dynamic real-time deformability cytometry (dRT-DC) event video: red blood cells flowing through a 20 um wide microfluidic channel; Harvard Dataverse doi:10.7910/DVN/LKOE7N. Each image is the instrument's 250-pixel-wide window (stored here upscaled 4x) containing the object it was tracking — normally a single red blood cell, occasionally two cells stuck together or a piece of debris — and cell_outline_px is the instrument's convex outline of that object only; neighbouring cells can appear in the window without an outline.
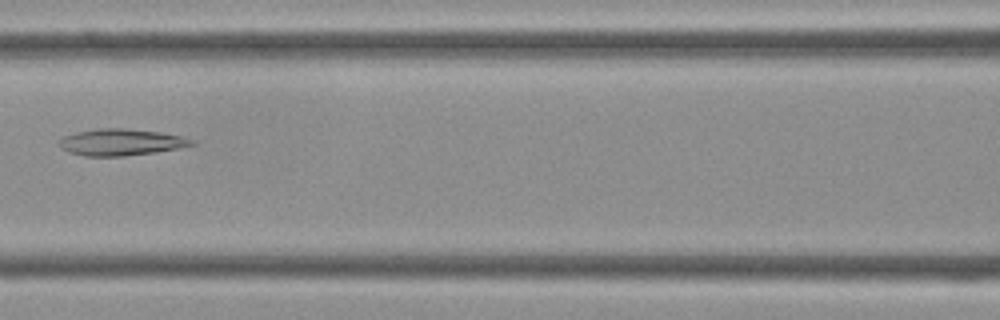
{"species": "Egyptian fruit bat (a non-hibernating species)", "species_latin": "Rousettus aegyptiacus", "temperature_condition": "cold", "stored_images_in_passage": 43, "camera_frame_rate_fps": 3000, "um_per_image_px": 0.085, "frame": {"image": 1, "passage_image": 19, "time_ms": 6.0, "image_size_px": [1000, 320], "cell_outline_px": [[196, 144], [156, 152], [124, 156], [84, 156], [68, 152], [60, 148], [60, 140], [64, 136], [76, 132], [100, 128], [124, 128], [160, 132], [180, 136], [196, 140]], "centroid_in_image_um": [10.28, 12.09], "position_along_channel_um": 156.3, "area_um2": 20.46}}
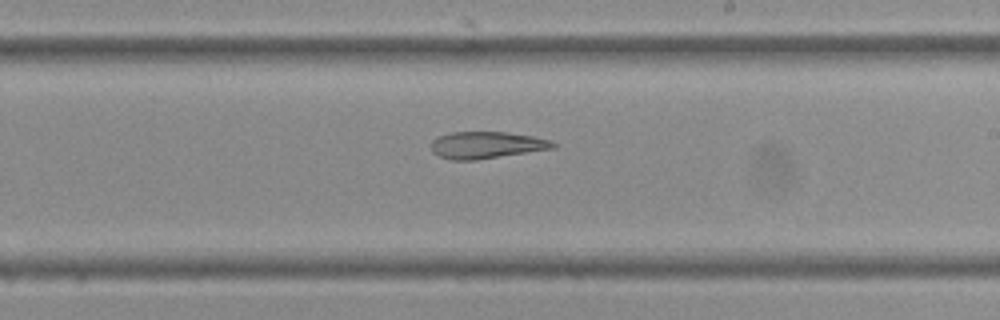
{"frame": {"image": 2, "passage_image": 25, "time_ms": 8.0, "image_size_px": [1000, 320], "cell_outline_px": [[556, 148], [476, 160], [448, 160], [432, 152], [432, 140], [436, 136], [452, 132], [508, 132], [532, 136], [552, 140], [556, 144]], "centroid_in_image_um": [41.35, 12.33], "position_along_channel_um": 247.6, "area_um2": 19.25}}
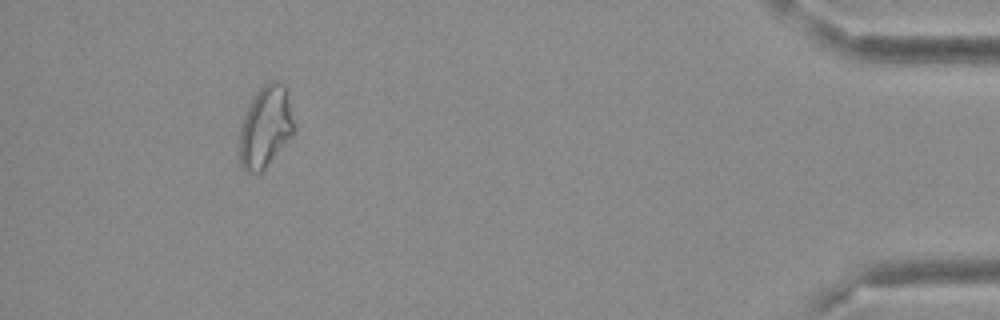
{"frame": {"image": 3, "passage_image": 40, "time_ms": 13.0, "image_size_px": [1000, 320], "cell_outline_px": [[296, 132], [264, 168], [260, 172], [244, 172], [240, 164], [240, 128], [244, 116], [256, 92], [264, 84], [272, 80], [276, 80], [284, 84]], "centroid_in_image_um": [22.57, 10.79], "position_along_channel_um": 412.6, "area_um2": 25.55}}